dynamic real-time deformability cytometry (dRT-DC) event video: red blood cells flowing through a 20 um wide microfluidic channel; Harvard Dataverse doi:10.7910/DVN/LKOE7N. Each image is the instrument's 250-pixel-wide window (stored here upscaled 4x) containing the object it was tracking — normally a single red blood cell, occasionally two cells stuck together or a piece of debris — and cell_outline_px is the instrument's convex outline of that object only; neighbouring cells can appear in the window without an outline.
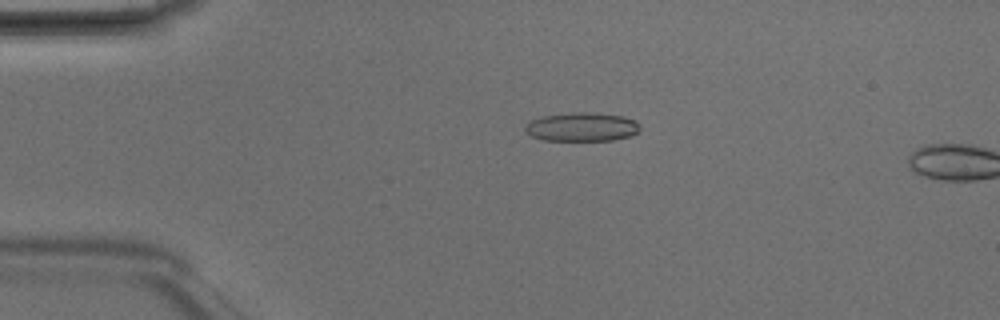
{"species": "Egyptian fruit bat (a non-hibernating species)", "species_latin": "Rousettus aegyptiacus", "temperature_condition": "room temperature", "stored_images_in_passage": 5, "camera_frame_rate_fps": 3000, "um_per_image_px": 0.085, "animal": {"sex": "male"}, "frame": {"image": 1, "passage_image": 4, "time_ms": 1.0, "image_size_px": [1000, 320], "cell_outline_px": [[640, 132], [632, 136], [612, 140], [544, 140], [532, 136], [524, 132], [524, 128], [532, 120], [544, 116], [572, 112], [588, 112], [624, 116], [636, 120], [640, 124]], "centroid_in_image_um": [49.52, 10.79], "position_along_channel_um": 35.5, "area_um2": 19.36}}